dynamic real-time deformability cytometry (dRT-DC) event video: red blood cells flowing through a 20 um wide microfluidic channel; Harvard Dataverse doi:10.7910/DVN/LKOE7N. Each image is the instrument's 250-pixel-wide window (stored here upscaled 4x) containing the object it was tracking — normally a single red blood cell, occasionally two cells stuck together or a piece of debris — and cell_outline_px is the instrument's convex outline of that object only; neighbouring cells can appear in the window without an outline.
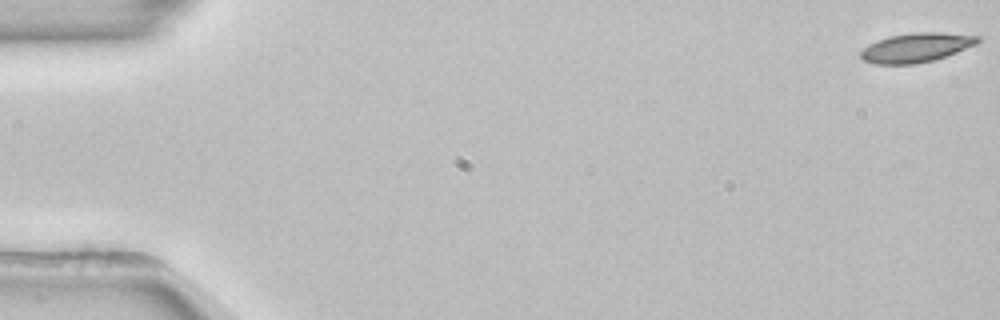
{"species": "common noctule bat (a hibernating species)", "species_latin": "Nyctalus noctula", "temperature_condition": "room temperature", "stored_images_in_passage": 53, "camera_frame_rate_fps": 3000, "um_per_image_px": 0.085, "animal": {"sex": "female", "body_mass_g": 22.7, "forearm_length_mm": 54.2}, "frame": {"image": 1, "passage_image": 1, "time_ms": 0.0, "image_size_px": [1000, 320], "cell_outline_px": [[980, 40], [976, 44], [956, 52], [932, 60], [916, 64], [876, 64], [864, 60], [860, 56], [860, 52], [868, 44], [876, 40], [888, 36], [916, 32], [940, 32], [980, 36]], "centroid_in_image_um": [77.85, 4.03], "position_along_channel_um": 7.1, "area_um2": 19.83}}
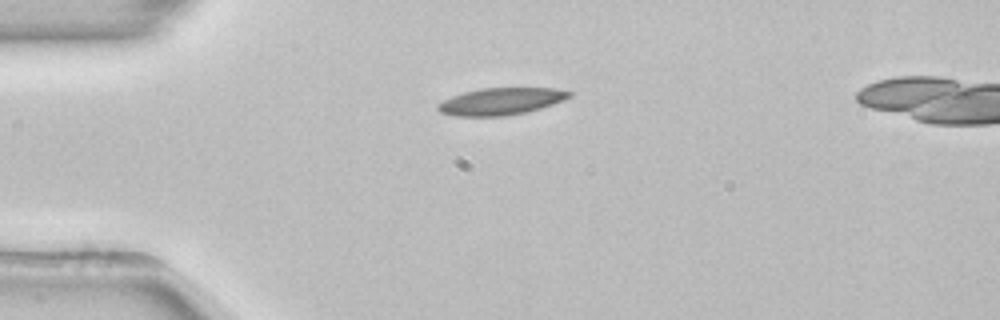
{"frame": {"image": 2, "passage_image": 14, "time_ms": 4.333, "image_size_px": [1000, 320], "cell_outline_px": [[572, 96], [564, 100], [528, 112], [504, 116], [456, 116], [440, 112], [436, 108], [436, 104], [452, 96], [464, 92], [480, 88], [552, 88], [572, 92]], "centroid_in_image_um": [42.57, 8.62], "position_along_channel_um": 42.4, "area_um2": 20.69}}
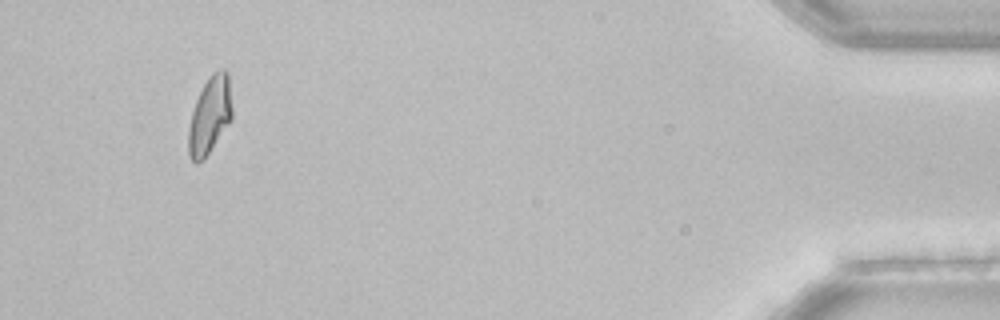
{"frame": {"image": 3, "passage_image": 51, "time_ms": 16.667, "image_size_px": [1000, 320], "cell_outline_px": [[232, 120], [208, 152], [196, 164], [192, 160], [188, 152], [188, 128], [192, 112], [196, 100], [204, 84], [212, 72], [220, 68], [224, 68], [228, 72], [232, 108]], "centroid_in_image_um": [17.84, 9.75], "position_along_channel_um": 417.4, "area_um2": 19.48}}